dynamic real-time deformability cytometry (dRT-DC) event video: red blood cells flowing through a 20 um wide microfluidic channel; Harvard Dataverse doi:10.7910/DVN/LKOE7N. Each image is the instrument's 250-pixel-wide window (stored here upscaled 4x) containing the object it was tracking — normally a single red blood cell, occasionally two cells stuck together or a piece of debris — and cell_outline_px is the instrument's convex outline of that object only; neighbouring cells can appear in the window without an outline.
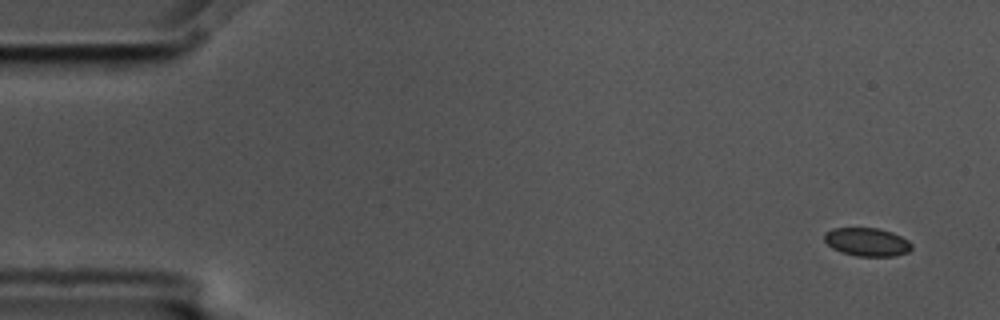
{"species": "common noctule bat (a hibernating species)", "species_latin": "Nyctalus noctula", "temperature_condition": "cold", "stored_images_in_passage": 5, "camera_frame_rate_fps": 3000, "um_per_image_px": 0.085, "animal": {"sex": "male", "body_mass_g": 17.5, "forearm_length_mm": 52.3}, "frame": {"image": 1, "passage_image": 1, "time_ms": 0.0, "image_size_px": [1000, 320], "cell_outline_px": [[912, 248], [908, 252], [896, 256], [856, 256], [840, 252], [832, 248], [824, 240], [824, 232], [832, 228], [880, 228], [892, 232], [908, 240], [912, 244]], "centroid_in_image_um": [73.69, 20.57], "position_along_channel_um": 11.3, "area_um2": 14.57}}
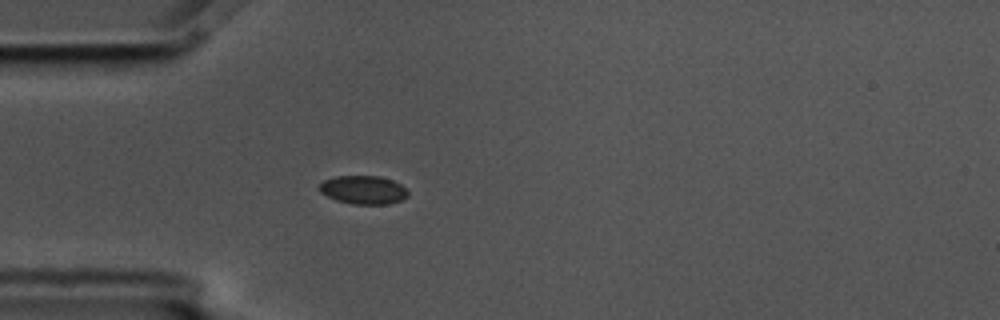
{"frame": {"image": 2, "passage_image": 5, "time_ms": 1.333, "image_size_px": [1000, 320], "cell_outline_px": [[408, 196], [400, 200], [388, 204], [352, 204], [336, 200], [320, 192], [320, 184], [324, 180], [336, 176], [380, 176], [392, 180], [400, 184], [408, 192]], "centroid_in_image_um": [30.88, 16.14], "position_along_channel_um": 54.1, "area_um2": 14.57}}